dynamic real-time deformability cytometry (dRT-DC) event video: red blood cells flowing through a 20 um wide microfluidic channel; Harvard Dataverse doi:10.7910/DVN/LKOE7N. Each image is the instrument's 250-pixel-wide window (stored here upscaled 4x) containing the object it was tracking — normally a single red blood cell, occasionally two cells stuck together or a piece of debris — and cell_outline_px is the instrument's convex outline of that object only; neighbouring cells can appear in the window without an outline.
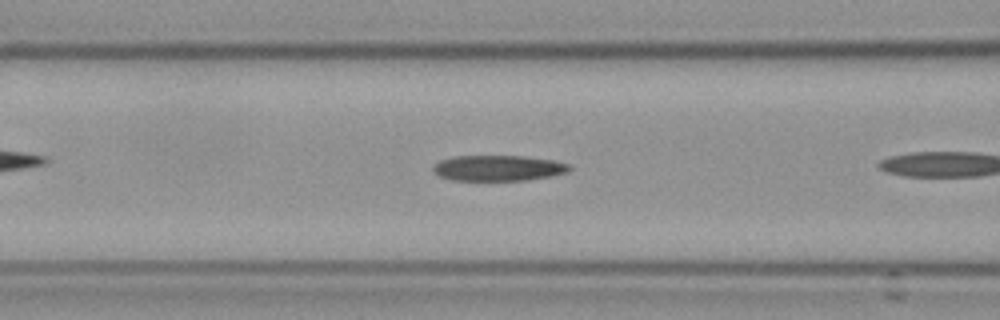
{"species": "Egyptian fruit bat (a non-hibernating species)", "species_latin": "Rousettus aegyptiacus", "temperature_condition": "cold", "stored_images_in_passage": 27, "camera_frame_rate_fps": 3000, "um_per_image_px": 0.085, "frame": {"image": 1, "passage_image": 5, "time_ms": 1.333, "image_size_px": [1000, 320], "cell_outline_px": [[572, 168], [568, 172], [552, 176], [528, 180], [452, 180], [440, 176], [432, 168], [440, 160], [452, 156], [524, 156], [552, 160], [568, 164]], "centroid_in_image_um": [42.38, 14.28], "position_along_channel_um": 124.2, "area_um2": 20.29}}